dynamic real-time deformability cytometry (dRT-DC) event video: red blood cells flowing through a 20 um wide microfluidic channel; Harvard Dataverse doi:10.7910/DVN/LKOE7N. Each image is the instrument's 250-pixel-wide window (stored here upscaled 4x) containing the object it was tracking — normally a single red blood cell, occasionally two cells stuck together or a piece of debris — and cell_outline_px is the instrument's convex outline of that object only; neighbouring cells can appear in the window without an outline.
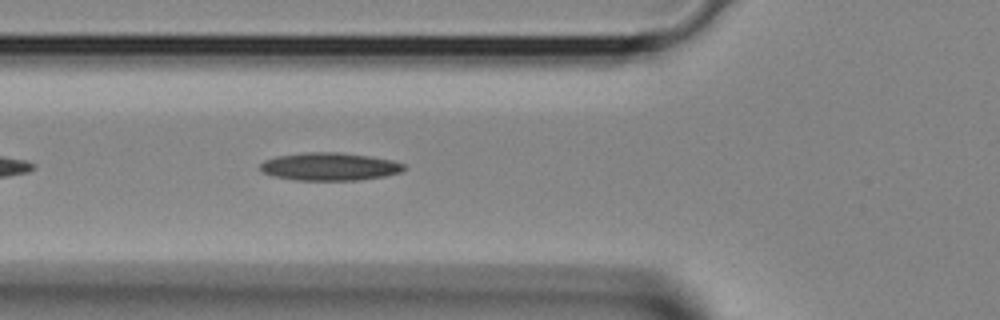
{"species": "Egyptian fruit bat (a non-hibernating species)", "species_latin": "Rousettus aegyptiacus", "temperature_condition": "room temperature", "stored_images_in_passage": 24, "camera_frame_rate_fps": 3000, "um_per_image_px": 0.085, "animal": {"sex": "female"}, "frame": {"image": 1, "passage_image": 4, "time_ms": 1.0, "image_size_px": [1000, 320], "cell_outline_px": [[408, 168], [400, 172], [384, 176], [360, 180], [296, 180], [272, 176], [264, 172], [260, 168], [260, 164], [264, 160], [276, 156], [308, 152], [340, 152], [372, 156], [392, 160], [404, 164]], "centroid_in_image_um": [28.04, 14.15], "position_along_channel_um": 97.8, "area_um2": 23.47}}
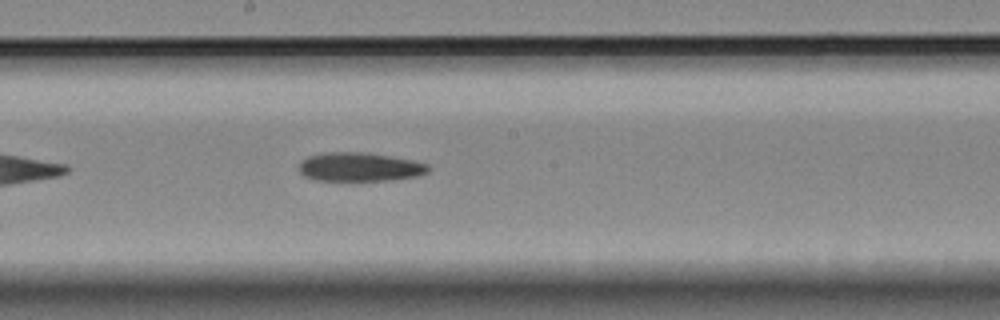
{"frame": {"image": 2, "passage_image": 11, "time_ms": 3.333, "image_size_px": [1000, 320], "cell_outline_px": [[428, 172], [416, 176], [392, 180], [316, 180], [304, 176], [300, 172], [300, 164], [308, 156], [324, 152], [364, 152], [412, 160], [428, 164]], "centroid_in_image_um": [30.56, 14.19], "position_along_channel_um": 217.6, "area_um2": 21.44}}
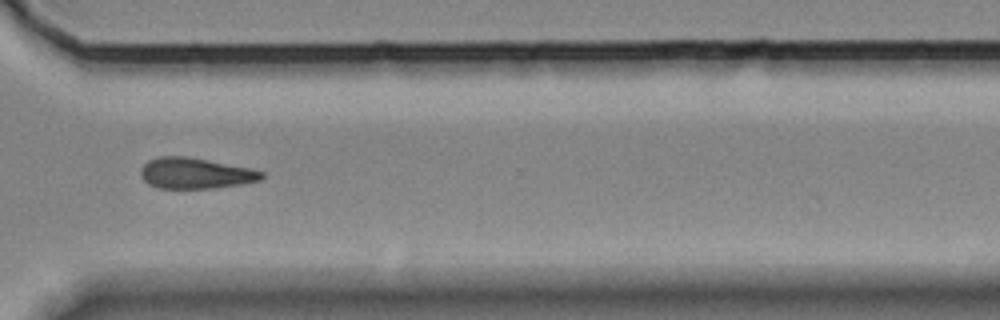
{"frame": {"image": 3, "passage_image": 19, "time_ms": 6.0, "image_size_px": [1000, 320], "cell_outline_px": [[264, 176], [260, 180], [240, 184], [212, 188], [156, 188], [148, 184], [140, 176], [140, 168], [148, 160], [156, 156], [184, 156], [248, 168], [264, 172]], "centroid_in_image_um": [16.53, 14.73], "position_along_channel_um": 354.1, "area_um2": 21.56}}